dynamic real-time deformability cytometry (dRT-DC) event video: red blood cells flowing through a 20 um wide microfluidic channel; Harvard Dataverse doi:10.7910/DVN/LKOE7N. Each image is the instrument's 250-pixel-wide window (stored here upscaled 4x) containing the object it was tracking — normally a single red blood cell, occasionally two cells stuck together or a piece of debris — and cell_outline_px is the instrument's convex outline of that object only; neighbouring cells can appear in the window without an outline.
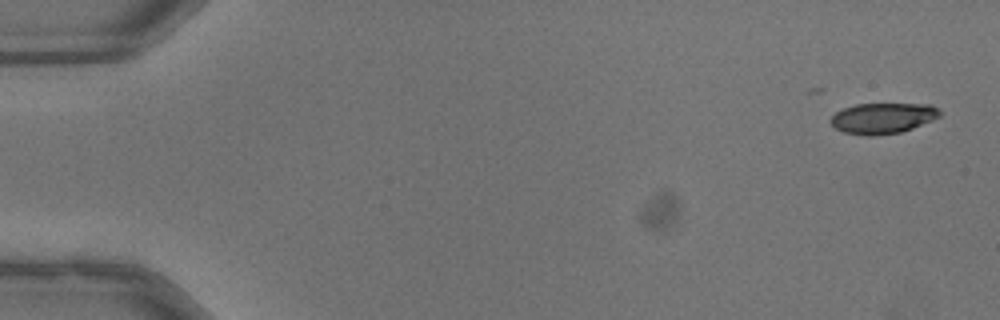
{"species": "common noctule bat (a hibernating species)", "species_latin": "Nyctalus noctula", "temperature_condition": "warm", "stored_images_in_passage": 19, "camera_frame_rate_fps": 3000, "um_per_image_px": 0.085, "animal": {"sex": "male", "body_mass_g": 13.3}, "frame": {"image": 1, "passage_image": 1, "time_ms": 0.0, "image_size_px": [1000, 320], "cell_outline_px": [[940, 116], [932, 120], [912, 128], [900, 132], [876, 136], [868, 136], [844, 132], [836, 128], [828, 120], [836, 112], [844, 108], [856, 104], [932, 104], [940, 108]], "centroid_in_image_um": [75.04, 10.04], "position_along_channel_um": 10.0, "area_um2": 19.54}}
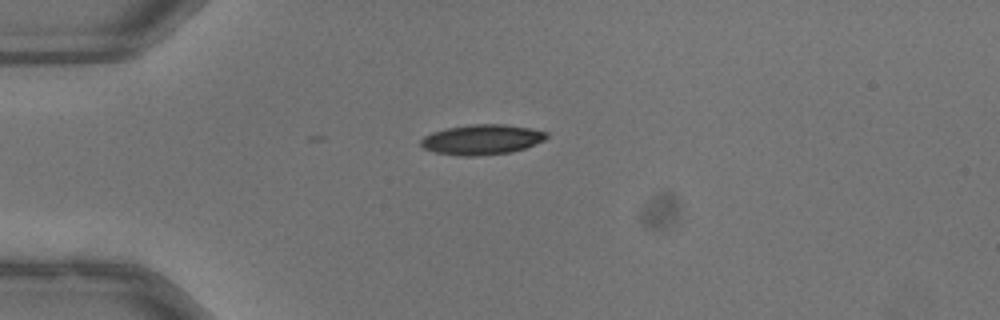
{"frame": {"image": 2, "passage_image": 13, "time_ms": 4.0, "image_size_px": [1000, 320], "cell_outline_px": [[548, 136], [544, 140], [524, 148], [512, 152], [476, 156], [460, 156], [436, 152], [424, 148], [420, 144], [420, 140], [424, 136], [432, 132], [444, 128], [472, 124], [504, 124], [528, 128], [548, 132]], "centroid_in_image_um": [40.94, 11.86], "position_along_channel_um": 44.1, "area_um2": 22.02}}
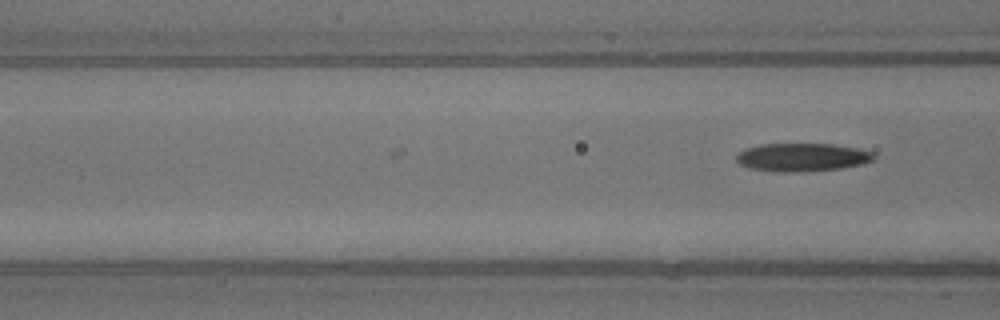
{"frame": {"image": 3, "passage_image": 19, "time_ms": 6.0, "image_size_px": [1000, 320], "cell_outline_px": [[876, 156], [872, 160], [864, 164], [840, 168], [804, 172], [776, 172], [752, 168], [740, 164], [736, 160], [736, 152], [744, 148], [760, 144], [836, 144], [860, 148], [872, 152]], "centroid_in_image_um": [68.18, 13.36], "position_along_channel_um": 98.4, "area_um2": 22.89}}